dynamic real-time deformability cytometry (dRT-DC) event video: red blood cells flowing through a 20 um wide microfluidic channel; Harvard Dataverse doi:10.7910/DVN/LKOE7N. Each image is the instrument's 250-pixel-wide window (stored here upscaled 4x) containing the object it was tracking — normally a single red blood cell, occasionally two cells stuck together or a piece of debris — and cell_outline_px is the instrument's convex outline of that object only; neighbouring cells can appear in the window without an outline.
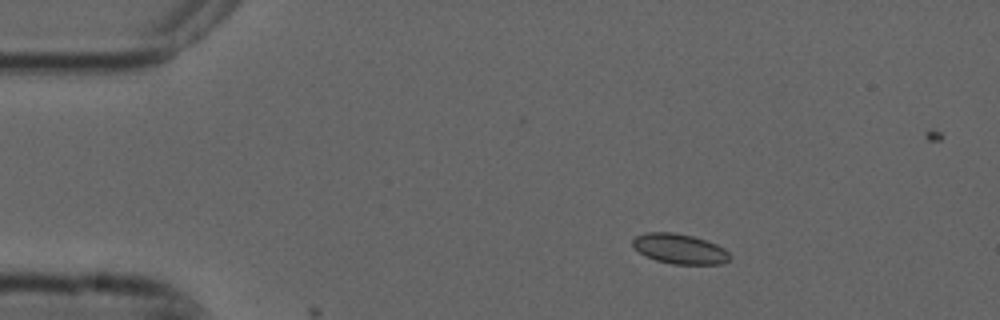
{"species": "common noctule bat (a hibernating species)", "species_latin": "Nyctalus noctula", "temperature_condition": "cold", "stored_images_in_passage": 4, "camera_frame_rate_fps": 3000, "um_per_image_px": 0.085, "animal": {"sex": "male", "forearm_length_mm": 52.5}, "frame": {"image": 1, "passage_image": 1, "time_ms": 0.0, "image_size_px": [1000, 320], "cell_outline_px": [[732, 256], [728, 260], [720, 264], [672, 264], [656, 260], [644, 256], [632, 244], [632, 240], [636, 236], [648, 232], [672, 232], [692, 236], [716, 244], [724, 248]], "centroid_in_image_um": [57.77, 21.15], "position_along_channel_um": 27.2, "area_um2": 16.88}}
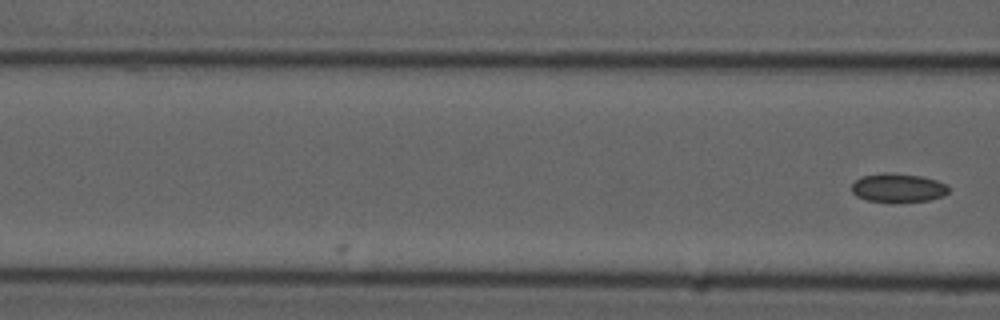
{"frame": {"image": 2, "passage_image": 4, "time_ms": 1.0, "image_size_px": [1000, 320], "cell_outline_px": [[948, 192], [944, 196], [932, 200], [864, 200], [856, 196], [852, 192], [852, 184], [860, 176], [884, 172], [888, 172], [920, 176], [936, 180], [948, 184]], "centroid_in_image_um": [76.33, 15.93], "position_along_channel_um": 90.3, "area_um2": 15.95}}